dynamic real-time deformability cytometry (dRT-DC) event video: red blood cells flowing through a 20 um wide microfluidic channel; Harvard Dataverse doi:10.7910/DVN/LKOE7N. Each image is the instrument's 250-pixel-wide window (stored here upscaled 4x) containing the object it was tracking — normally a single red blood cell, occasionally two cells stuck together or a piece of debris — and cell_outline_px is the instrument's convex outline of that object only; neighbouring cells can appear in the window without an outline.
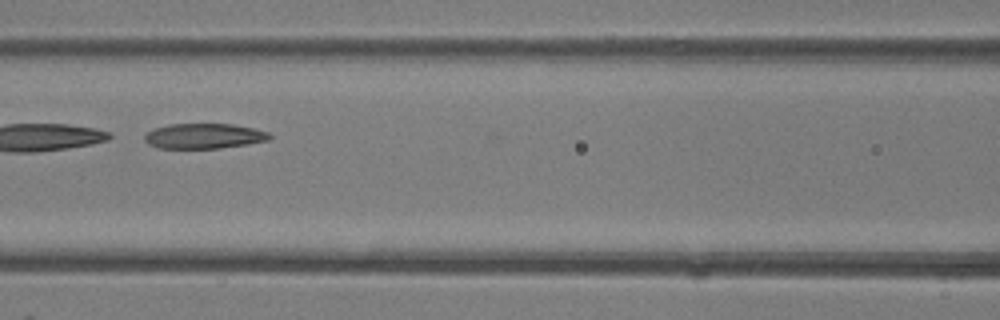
{"species": "common noctule bat (a hibernating species)", "species_latin": "Nyctalus noctula", "temperature_condition": "room temperature", "stored_images_in_passage": 38, "camera_frame_rate_fps": 3000, "um_per_image_px": 0.085, "animal": {"sex": "female"}, "frame": {"image": 1, "passage_image": 17, "time_ms": 5.333, "image_size_px": [1000, 320], "cell_outline_px": [[272, 136], [268, 140], [220, 148], [160, 148], [148, 144], [144, 140], [144, 136], [152, 128], [168, 124], [232, 124], [252, 128], [268, 132]], "centroid_in_image_um": [17.29, 11.55], "position_along_channel_um": 149.3, "area_um2": 18.21}}
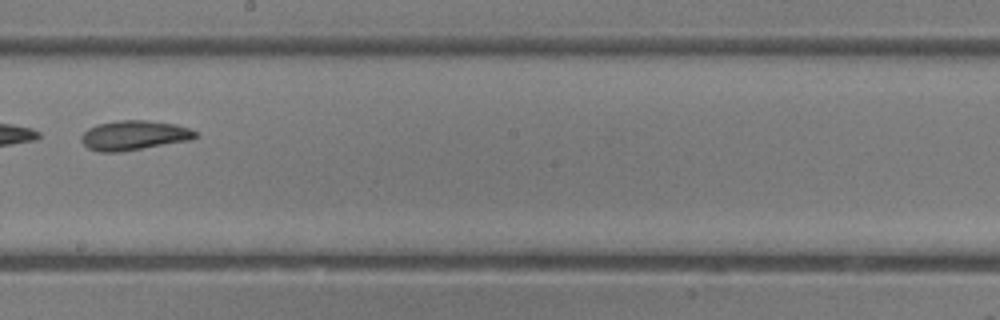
{"frame": {"image": 2, "passage_image": 22, "time_ms": 7.0, "image_size_px": [1000, 320], "cell_outline_px": [[200, 136], [192, 140], [120, 152], [96, 152], [88, 148], [80, 140], [80, 136], [88, 128], [96, 124], [116, 120], [148, 120], [176, 124], [200, 132]], "centroid_in_image_um": [11.42, 11.5], "position_along_channel_um": 236.8, "area_um2": 20.11}}